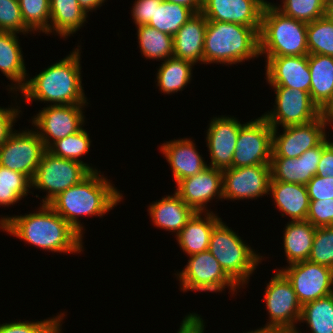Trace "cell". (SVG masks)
<instances>
[{
    "mask_svg": "<svg viewBox=\"0 0 333 333\" xmlns=\"http://www.w3.org/2000/svg\"><path fill=\"white\" fill-rule=\"evenodd\" d=\"M65 312L38 321L9 322L0 324V333H61Z\"/></svg>",
    "mask_w": 333,
    "mask_h": 333,
    "instance_id": "obj_40",
    "label": "cell"
},
{
    "mask_svg": "<svg viewBox=\"0 0 333 333\" xmlns=\"http://www.w3.org/2000/svg\"><path fill=\"white\" fill-rule=\"evenodd\" d=\"M322 155V142L298 158H271L270 181L306 185L316 175Z\"/></svg>",
    "mask_w": 333,
    "mask_h": 333,
    "instance_id": "obj_21",
    "label": "cell"
},
{
    "mask_svg": "<svg viewBox=\"0 0 333 333\" xmlns=\"http://www.w3.org/2000/svg\"><path fill=\"white\" fill-rule=\"evenodd\" d=\"M270 179V164L225 169L223 170V199L256 200L269 195Z\"/></svg>",
    "mask_w": 333,
    "mask_h": 333,
    "instance_id": "obj_16",
    "label": "cell"
},
{
    "mask_svg": "<svg viewBox=\"0 0 333 333\" xmlns=\"http://www.w3.org/2000/svg\"><path fill=\"white\" fill-rule=\"evenodd\" d=\"M310 201L333 199V176L315 175L306 184Z\"/></svg>",
    "mask_w": 333,
    "mask_h": 333,
    "instance_id": "obj_44",
    "label": "cell"
},
{
    "mask_svg": "<svg viewBox=\"0 0 333 333\" xmlns=\"http://www.w3.org/2000/svg\"><path fill=\"white\" fill-rule=\"evenodd\" d=\"M274 7L283 15L311 23L328 14L329 0H282Z\"/></svg>",
    "mask_w": 333,
    "mask_h": 333,
    "instance_id": "obj_38",
    "label": "cell"
},
{
    "mask_svg": "<svg viewBox=\"0 0 333 333\" xmlns=\"http://www.w3.org/2000/svg\"><path fill=\"white\" fill-rule=\"evenodd\" d=\"M308 66L311 99L324 112L333 102V57L309 54Z\"/></svg>",
    "mask_w": 333,
    "mask_h": 333,
    "instance_id": "obj_28",
    "label": "cell"
},
{
    "mask_svg": "<svg viewBox=\"0 0 333 333\" xmlns=\"http://www.w3.org/2000/svg\"><path fill=\"white\" fill-rule=\"evenodd\" d=\"M327 144L333 149V143L330 141L328 136H327Z\"/></svg>",
    "mask_w": 333,
    "mask_h": 333,
    "instance_id": "obj_55",
    "label": "cell"
},
{
    "mask_svg": "<svg viewBox=\"0 0 333 333\" xmlns=\"http://www.w3.org/2000/svg\"><path fill=\"white\" fill-rule=\"evenodd\" d=\"M242 125L238 119L229 115L211 119L206 132V145L211 158L210 167L222 171L231 168Z\"/></svg>",
    "mask_w": 333,
    "mask_h": 333,
    "instance_id": "obj_19",
    "label": "cell"
},
{
    "mask_svg": "<svg viewBox=\"0 0 333 333\" xmlns=\"http://www.w3.org/2000/svg\"><path fill=\"white\" fill-rule=\"evenodd\" d=\"M91 139L86 129H81L77 133L68 135L58 141L52 143L48 148L54 156L75 160L83 163L90 171H97L96 168L82 161L81 156L88 154L91 146Z\"/></svg>",
    "mask_w": 333,
    "mask_h": 333,
    "instance_id": "obj_35",
    "label": "cell"
},
{
    "mask_svg": "<svg viewBox=\"0 0 333 333\" xmlns=\"http://www.w3.org/2000/svg\"><path fill=\"white\" fill-rule=\"evenodd\" d=\"M176 185L174 192L197 213L213 212L206 209L208 202L223 199V171L210 166Z\"/></svg>",
    "mask_w": 333,
    "mask_h": 333,
    "instance_id": "obj_17",
    "label": "cell"
},
{
    "mask_svg": "<svg viewBox=\"0 0 333 333\" xmlns=\"http://www.w3.org/2000/svg\"><path fill=\"white\" fill-rule=\"evenodd\" d=\"M259 57V33L236 23L208 21L203 64L232 65Z\"/></svg>",
    "mask_w": 333,
    "mask_h": 333,
    "instance_id": "obj_4",
    "label": "cell"
},
{
    "mask_svg": "<svg viewBox=\"0 0 333 333\" xmlns=\"http://www.w3.org/2000/svg\"><path fill=\"white\" fill-rule=\"evenodd\" d=\"M204 320L196 313H189L182 320L177 333H204Z\"/></svg>",
    "mask_w": 333,
    "mask_h": 333,
    "instance_id": "obj_48",
    "label": "cell"
},
{
    "mask_svg": "<svg viewBox=\"0 0 333 333\" xmlns=\"http://www.w3.org/2000/svg\"><path fill=\"white\" fill-rule=\"evenodd\" d=\"M299 322H306L311 333H333V294L305 303Z\"/></svg>",
    "mask_w": 333,
    "mask_h": 333,
    "instance_id": "obj_33",
    "label": "cell"
},
{
    "mask_svg": "<svg viewBox=\"0 0 333 333\" xmlns=\"http://www.w3.org/2000/svg\"><path fill=\"white\" fill-rule=\"evenodd\" d=\"M160 150L171 167L175 183L198 174L209 165L190 138L166 141Z\"/></svg>",
    "mask_w": 333,
    "mask_h": 333,
    "instance_id": "obj_22",
    "label": "cell"
},
{
    "mask_svg": "<svg viewBox=\"0 0 333 333\" xmlns=\"http://www.w3.org/2000/svg\"><path fill=\"white\" fill-rule=\"evenodd\" d=\"M306 220L316 228L332 226L333 199L310 201Z\"/></svg>",
    "mask_w": 333,
    "mask_h": 333,
    "instance_id": "obj_43",
    "label": "cell"
},
{
    "mask_svg": "<svg viewBox=\"0 0 333 333\" xmlns=\"http://www.w3.org/2000/svg\"><path fill=\"white\" fill-rule=\"evenodd\" d=\"M266 310L269 322L263 328H272L283 333H302L297 330L302 305L286 276L277 270L265 288Z\"/></svg>",
    "mask_w": 333,
    "mask_h": 333,
    "instance_id": "obj_8",
    "label": "cell"
},
{
    "mask_svg": "<svg viewBox=\"0 0 333 333\" xmlns=\"http://www.w3.org/2000/svg\"><path fill=\"white\" fill-rule=\"evenodd\" d=\"M147 210L154 226L175 232L176 236L195 213L175 192L153 201Z\"/></svg>",
    "mask_w": 333,
    "mask_h": 333,
    "instance_id": "obj_27",
    "label": "cell"
},
{
    "mask_svg": "<svg viewBox=\"0 0 333 333\" xmlns=\"http://www.w3.org/2000/svg\"><path fill=\"white\" fill-rule=\"evenodd\" d=\"M259 55L265 57L309 55L307 23L283 15L266 4L259 32Z\"/></svg>",
    "mask_w": 333,
    "mask_h": 333,
    "instance_id": "obj_5",
    "label": "cell"
},
{
    "mask_svg": "<svg viewBox=\"0 0 333 333\" xmlns=\"http://www.w3.org/2000/svg\"><path fill=\"white\" fill-rule=\"evenodd\" d=\"M328 14L333 18V0H329Z\"/></svg>",
    "mask_w": 333,
    "mask_h": 333,
    "instance_id": "obj_53",
    "label": "cell"
},
{
    "mask_svg": "<svg viewBox=\"0 0 333 333\" xmlns=\"http://www.w3.org/2000/svg\"><path fill=\"white\" fill-rule=\"evenodd\" d=\"M46 150L34 129L15 130L0 147V165L21 172L32 180Z\"/></svg>",
    "mask_w": 333,
    "mask_h": 333,
    "instance_id": "obj_15",
    "label": "cell"
},
{
    "mask_svg": "<svg viewBox=\"0 0 333 333\" xmlns=\"http://www.w3.org/2000/svg\"><path fill=\"white\" fill-rule=\"evenodd\" d=\"M275 104L270 112L262 115L274 129L290 125L309 123L323 112L312 101L310 93L287 87H273Z\"/></svg>",
    "mask_w": 333,
    "mask_h": 333,
    "instance_id": "obj_10",
    "label": "cell"
},
{
    "mask_svg": "<svg viewBox=\"0 0 333 333\" xmlns=\"http://www.w3.org/2000/svg\"><path fill=\"white\" fill-rule=\"evenodd\" d=\"M91 171L81 162L54 156L45 151L41 157L31 188L47 192L42 204H48L58 194L83 180Z\"/></svg>",
    "mask_w": 333,
    "mask_h": 333,
    "instance_id": "obj_7",
    "label": "cell"
},
{
    "mask_svg": "<svg viewBox=\"0 0 333 333\" xmlns=\"http://www.w3.org/2000/svg\"><path fill=\"white\" fill-rule=\"evenodd\" d=\"M220 220L213 212H195L175 236L177 244L188 256L208 250L212 231Z\"/></svg>",
    "mask_w": 333,
    "mask_h": 333,
    "instance_id": "obj_24",
    "label": "cell"
},
{
    "mask_svg": "<svg viewBox=\"0 0 333 333\" xmlns=\"http://www.w3.org/2000/svg\"><path fill=\"white\" fill-rule=\"evenodd\" d=\"M20 106H10V108L0 107V147L5 143V141L10 137V135L15 131L13 124L17 121L16 119L20 116L22 112Z\"/></svg>",
    "mask_w": 333,
    "mask_h": 333,
    "instance_id": "obj_46",
    "label": "cell"
},
{
    "mask_svg": "<svg viewBox=\"0 0 333 333\" xmlns=\"http://www.w3.org/2000/svg\"><path fill=\"white\" fill-rule=\"evenodd\" d=\"M266 58V80L271 87H287L310 93L308 55Z\"/></svg>",
    "mask_w": 333,
    "mask_h": 333,
    "instance_id": "obj_20",
    "label": "cell"
},
{
    "mask_svg": "<svg viewBox=\"0 0 333 333\" xmlns=\"http://www.w3.org/2000/svg\"><path fill=\"white\" fill-rule=\"evenodd\" d=\"M183 292H222L228 287L234 295L240 287L225 273L220 263L208 251L189 256L187 265L177 272ZM227 286V287H226Z\"/></svg>",
    "mask_w": 333,
    "mask_h": 333,
    "instance_id": "obj_9",
    "label": "cell"
},
{
    "mask_svg": "<svg viewBox=\"0 0 333 333\" xmlns=\"http://www.w3.org/2000/svg\"><path fill=\"white\" fill-rule=\"evenodd\" d=\"M273 128L261 116L244 123L234 151L232 168L270 164Z\"/></svg>",
    "mask_w": 333,
    "mask_h": 333,
    "instance_id": "obj_12",
    "label": "cell"
},
{
    "mask_svg": "<svg viewBox=\"0 0 333 333\" xmlns=\"http://www.w3.org/2000/svg\"><path fill=\"white\" fill-rule=\"evenodd\" d=\"M88 13L77 0H50L49 34L67 38L87 22Z\"/></svg>",
    "mask_w": 333,
    "mask_h": 333,
    "instance_id": "obj_29",
    "label": "cell"
},
{
    "mask_svg": "<svg viewBox=\"0 0 333 333\" xmlns=\"http://www.w3.org/2000/svg\"><path fill=\"white\" fill-rule=\"evenodd\" d=\"M326 119V124H327V126H329V124H330V127H331V125L333 126V118H325ZM333 128V127H332ZM333 143V142H332Z\"/></svg>",
    "mask_w": 333,
    "mask_h": 333,
    "instance_id": "obj_54",
    "label": "cell"
},
{
    "mask_svg": "<svg viewBox=\"0 0 333 333\" xmlns=\"http://www.w3.org/2000/svg\"><path fill=\"white\" fill-rule=\"evenodd\" d=\"M327 128L325 115L322 113L317 119L298 125L273 129L271 158H298L304 152L318 146L326 137Z\"/></svg>",
    "mask_w": 333,
    "mask_h": 333,
    "instance_id": "obj_14",
    "label": "cell"
},
{
    "mask_svg": "<svg viewBox=\"0 0 333 333\" xmlns=\"http://www.w3.org/2000/svg\"><path fill=\"white\" fill-rule=\"evenodd\" d=\"M283 236V248L288 265L308 260L316 227L309 221H288Z\"/></svg>",
    "mask_w": 333,
    "mask_h": 333,
    "instance_id": "obj_30",
    "label": "cell"
},
{
    "mask_svg": "<svg viewBox=\"0 0 333 333\" xmlns=\"http://www.w3.org/2000/svg\"><path fill=\"white\" fill-rule=\"evenodd\" d=\"M194 14L185 6L162 1V3H156V11L148 26L174 36Z\"/></svg>",
    "mask_w": 333,
    "mask_h": 333,
    "instance_id": "obj_34",
    "label": "cell"
},
{
    "mask_svg": "<svg viewBox=\"0 0 333 333\" xmlns=\"http://www.w3.org/2000/svg\"><path fill=\"white\" fill-rule=\"evenodd\" d=\"M278 270L289 280L302 306L333 292V269L328 266L305 260Z\"/></svg>",
    "mask_w": 333,
    "mask_h": 333,
    "instance_id": "obj_13",
    "label": "cell"
},
{
    "mask_svg": "<svg viewBox=\"0 0 333 333\" xmlns=\"http://www.w3.org/2000/svg\"><path fill=\"white\" fill-rule=\"evenodd\" d=\"M265 0H203L201 13L208 21L236 23L261 29Z\"/></svg>",
    "mask_w": 333,
    "mask_h": 333,
    "instance_id": "obj_18",
    "label": "cell"
},
{
    "mask_svg": "<svg viewBox=\"0 0 333 333\" xmlns=\"http://www.w3.org/2000/svg\"><path fill=\"white\" fill-rule=\"evenodd\" d=\"M17 35L18 33L0 31V71L14 83L8 85L7 89L16 94L25 86L29 77Z\"/></svg>",
    "mask_w": 333,
    "mask_h": 333,
    "instance_id": "obj_26",
    "label": "cell"
},
{
    "mask_svg": "<svg viewBox=\"0 0 333 333\" xmlns=\"http://www.w3.org/2000/svg\"><path fill=\"white\" fill-rule=\"evenodd\" d=\"M82 9L89 14L102 6L106 0H77Z\"/></svg>",
    "mask_w": 333,
    "mask_h": 333,
    "instance_id": "obj_50",
    "label": "cell"
},
{
    "mask_svg": "<svg viewBox=\"0 0 333 333\" xmlns=\"http://www.w3.org/2000/svg\"><path fill=\"white\" fill-rule=\"evenodd\" d=\"M136 28L140 52L146 59L164 61L173 57V36L148 25H138Z\"/></svg>",
    "mask_w": 333,
    "mask_h": 333,
    "instance_id": "obj_32",
    "label": "cell"
},
{
    "mask_svg": "<svg viewBox=\"0 0 333 333\" xmlns=\"http://www.w3.org/2000/svg\"><path fill=\"white\" fill-rule=\"evenodd\" d=\"M162 1L163 0H135L131 10L135 26L148 25L156 11V3H162Z\"/></svg>",
    "mask_w": 333,
    "mask_h": 333,
    "instance_id": "obj_45",
    "label": "cell"
},
{
    "mask_svg": "<svg viewBox=\"0 0 333 333\" xmlns=\"http://www.w3.org/2000/svg\"><path fill=\"white\" fill-rule=\"evenodd\" d=\"M269 195L281 211L282 217L287 215L291 221L306 220L310 202L306 185L270 181Z\"/></svg>",
    "mask_w": 333,
    "mask_h": 333,
    "instance_id": "obj_25",
    "label": "cell"
},
{
    "mask_svg": "<svg viewBox=\"0 0 333 333\" xmlns=\"http://www.w3.org/2000/svg\"><path fill=\"white\" fill-rule=\"evenodd\" d=\"M247 333H283V332L276 330V329H272V328H263V327L260 328L259 327V329L257 328V330L255 329L254 331L253 330L248 331Z\"/></svg>",
    "mask_w": 333,
    "mask_h": 333,
    "instance_id": "obj_51",
    "label": "cell"
},
{
    "mask_svg": "<svg viewBox=\"0 0 333 333\" xmlns=\"http://www.w3.org/2000/svg\"><path fill=\"white\" fill-rule=\"evenodd\" d=\"M173 4H180L191 9L195 14L201 13L203 0H163Z\"/></svg>",
    "mask_w": 333,
    "mask_h": 333,
    "instance_id": "obj_49",
    "label": "cell"
},
{
    "mask_svg": "<svg viewBox=\"0 0 333 333\" xmlns=\"http://www.w3.org/2000/svg\"><path fill=\"white\" fill-rule=\"evenodd\" d=\"M87 105H47L33 116L32 126L47 149L52 143L80 131L85 122ZM83 125V126H82Z\"/></svg>",
    "mask_w": 333,
    "mask_h": 333,
    "instance_id": "obj_11",
    "label": "cell"
},
{
    "mask_svg": "<svg viewBox=\"0 0 333 333\" xmlns=\"http://www.w3.org/2000/svg\"><path fill=\"white\" fill-rule=\"evenodd\" d=\"M100 170L91 171L79 183L58 194L48 205L65 219L81 236L83 226L78 217H102L123 199L111 181L100 174Z\"/></svg>",
    "mask_w": 333,
    "mask_h": 333,
    "instance_id": "obj_2",
    "label": "cell"
},
{
    "mask_svg": "<svg viewBox=\"0 0 333 333\" xmlns=\"http://www.w3.org/2000/svg\"><path fill=\"white\" fill-rule=\"evenodd\" d=\"M325 118H333V102L329 105V107L323 112Z\"/></svg>",
    "mask_w": 333,
    "mask_h": 333,
    "instance_id": "obj_52",
    "label": "cell"
},
{
    "mask_svg": "<svg viewBox=\"0 0 333 333\" xmlns=\"http://www.w3.org/2000/svg\"><path fill=\"white\" fill-rule=\"evenodd\" d=\"M25 26L35 34H49L50 0H18Z\"/></svg>",
    "mask_w": 333,
    "mask_h": 333,
    "instance_id": "obj_39",
    "label": "cell"
},
{
    "mask_svg": "<svg viewBox=\"0 0 333 333\" xmlns=\"http://www.w3.org/2000/svg\"><path fill=\"white\" fill-rule=\"evenodd\" d=\"M307 47L309 54L333 57V18L329 14L307 23Z\"/></svg>",
    "mask_w": 333,
    "mask_h": 333,
    "instance_id": "obj_37",
    "label": "cell"
},
{
    "mask_svg": "<svg viewBox=\"0 0 333 333\" xmlns=\"http://www.w3.org/2000/svg\"><path fill=\"white\" fill-rule=\"evenodd\" d=\"M74 49L65 58L27 78L19 91L23 102L42 101L49 105H88L81 77V52ZM25 100V101H24Z\"/></svg>",
    "mask_w": 333,
    "mask_h": 333,
    "instance_id": "obj_3",
    "label": "cell"
},
{
    "mask_svg": "<svg viewBox=\"0 0 333 333\" xmlns=\"http://www.w3.org/2000/svg\"><path fill=\"white\" fill-rule=\"evenodd\" d=\"M31 189V180L21 172L0 165V206L17 204Z\"/></svg>",
    "mask_w": 333,
    "mask_h": 333,
    "instance_id": "obj_36",
    "label": "cell"
},
{
    "mask_svg": "<svg viewBox=\"0 0 333 333\" xmlns=\"http://www.w3.org/2000/svg\"><path fill=\"white\" fill-rule=\"evenodd\" d=\"M245 243L221 219L212 231L208 247V251L220 263L225 273L239 287L249 283L250 275L252 276L264 259Z\"/></svg>",
    "mask_w": 333,
    "mask_h": 333,
    "instance_id": "obj_6",
    "label": "cell"
},
{
    "mask_svg": "<svg viewBox=\"0 0 333 333\" xmlns=\"http://www.w3.org/2000/svg\"><path fill=\"white\" fill-rule=\"evenodd\" d=\"M316 175L320 177L333 176V149L327 144V137L322 141V155Z\"/></svg>",
    "mask_w": 333,
    "mask_h": 333,
    "instance_id": "obj_47",
    "label": "cell"
},
{
    "mask_svg": "<svg viewBox=\"0 0 333 333\" xmlns=\"http://www.w3.org/2000/svg\"><path fill=\"white\" fill-rule=\"evenodd\" d=\"M0 229L10 235L51 252L81 253L83 238L48 204L40 203L38 211L25 215L0 217Z\"/></svg>",
    "mask_w": 333,
    "mask_h": 333,
    "instance_id": "obj_1",
    "label": "cell"
},
{
    "mask_svg": "<svg viewBox=\"0 0 333 333\" xmlns=\"http://www.w3.org/2000/svg\"><path fill=\"white\" fill-rule=\"evenodd\" d=\"M208 20L202 13L194 14L173 36V57L203 63V48Z\"/></svg>",
    "mask_w": 333,
    "mask_h": 333,
    "instance_id": "obj_23",
    "label": "cell"
},
{
    "mask_svg": "<svg viewBox=\"0 0 333 333\" xmlns=\"http://www.w3.org/2000/svg\"><path fill=\"white\" fill-rule=\"evenodd\" d=\"M308 261L333 269V225L316 228Z\"/></svg>",
    "mask_w": 333,
    "mask_h": 333,
    "instance_id": "obj_41",
    "label": "cell"
},
{
    "mask_svg": "<svg viewBox=\"0 0 333 333\" xmlns=\"http://www.w3.org/2000/svg\"><path fill=\"white\" fill-rule=\"evenodd\" d=\"M194 64L175 57H170L162 62L157 70V87L164 94H173L185 89L191 82Z\"/></svg>",
    "mask_w": 333,
    "mask_h": 333,
    "instance_id": "obj_31",
    "label": "cell"
},
{
    "mask_svg": "<svg viewBox=\"0 0 333 333\" xmlns=\"http://www.w3.org/2000/svg\"><path fill=\"white\" fill-rule=\"evenodd\" d=\"M0 31L28 34L18 0H0Z\"/></svg>",
    "mask_w": 333,
    "mask_h": 333,
    "instance_id": "obj_42",
    "label": "cell"
}]
</instances>
